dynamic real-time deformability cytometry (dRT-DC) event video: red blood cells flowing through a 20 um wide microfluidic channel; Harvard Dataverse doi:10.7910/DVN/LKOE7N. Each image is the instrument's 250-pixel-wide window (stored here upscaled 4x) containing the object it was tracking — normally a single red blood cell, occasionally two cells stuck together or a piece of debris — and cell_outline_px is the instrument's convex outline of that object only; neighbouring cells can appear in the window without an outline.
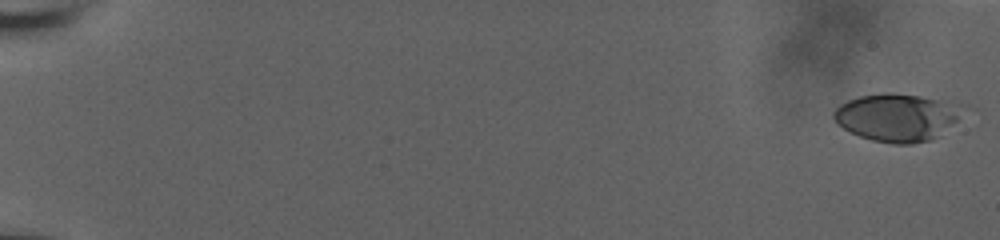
{"species": "human", "species_latin": "Homo sapiens", "temperature_condition": "room temperature", "stored_images_in_passage": 53, "camera_frame_rate_fps": 3000, "um_per_image_px": 0.085, "donor": {"sex": "male"}, "frame": {"image": 1, "passage_image": 1, "time_ms": 0.0, "image_size_px": [1000, 240], "cell_outline_px": [[956, 120], [928, 140], [912, 144], [892, 144], [872, 140], [860, 136], [844, 128], [832, 116], [832, 112], [840, 104], [848, 100], [860, 96], [884, 92], [892, 92], [920, 96], [936, 100], [956, 112]], "centroid_in_image_um": [76.01, 9.98], "position_along_channel_um": 9.0, "area_um2": 33.93}}
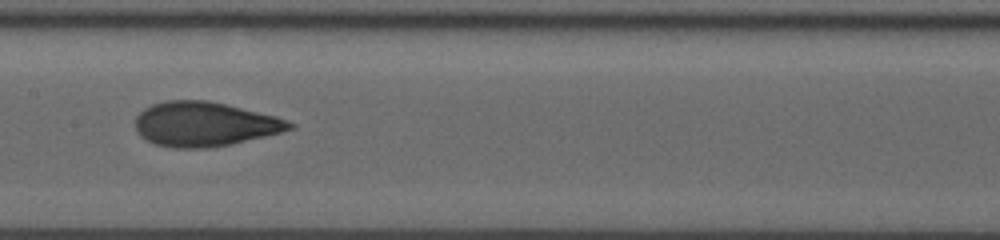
{"frame": {"image": 2, "passage_image": 33, "time_ms": 10.667, "image_size_px": [1000, 240], "cell_outline_px": [[296, 124], [292, 128], [280, 132], [232, 144], [208, 148], [172, 148], [152, 144], [140, 136], [136, 132], [136, 116], [144, 108], [152, 104], [168, 100], [208, 100], [276, 116], [288, 120]], "centroid_in_image_um": [17.35, 10.56], "position_along_channel_um": 190.1, "area_um2": 40.06}}
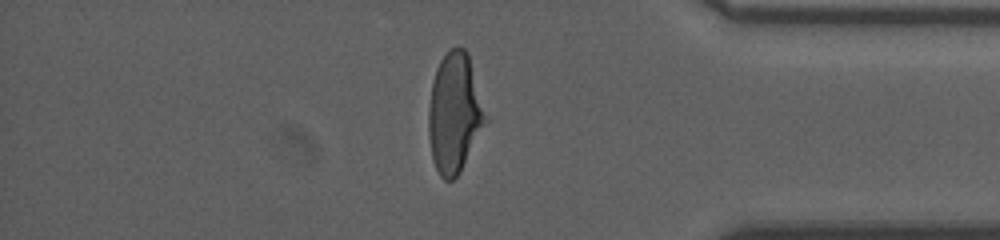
{"frame": {"image": 3, "passage_image": 51, "time_ms": 16.667, "image_size_px": [1000, 240], "cell_outline_px": [[488, 120], [460, 172], [452, 180], [444, 180], [440, 176], [432, 160], [428, 136], [428, 108], [432, 84], [436, 68], [440, 60], [456, 44], [464, 48], [468, 52]], "centroid_in_image_um": [38.63, 9.61], "position_along_channel_um": 396.6, "area_um2": 39.88}}